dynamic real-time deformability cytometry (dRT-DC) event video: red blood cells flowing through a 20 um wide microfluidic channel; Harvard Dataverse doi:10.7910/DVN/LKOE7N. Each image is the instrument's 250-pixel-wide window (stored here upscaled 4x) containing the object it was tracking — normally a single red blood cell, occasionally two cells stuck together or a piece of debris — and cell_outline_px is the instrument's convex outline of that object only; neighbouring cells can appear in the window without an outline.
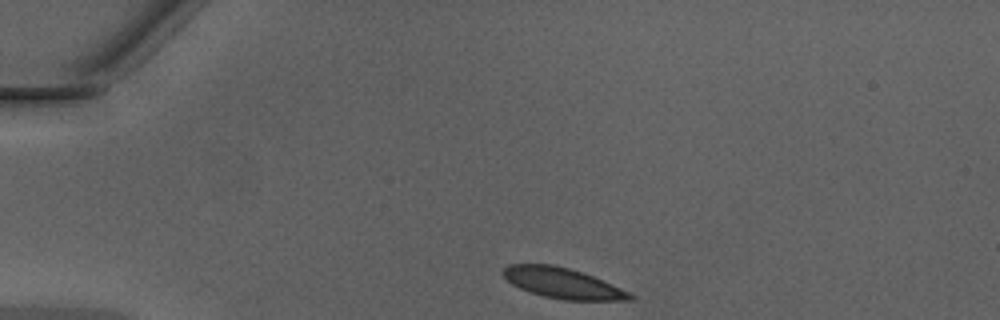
{"species": "Egyptian fruit bat (a non-hibernating species)", "species_latin": "Rousettus aegyptiacus", "temperature_condition": "warm", "stored_images_in_passage": 32, "camera_frame_rate_fps": 3000, "um_per_image_px": 0.085, "animal": {"sex": "male"}, "frame": {"image": 1, "passage_image": 1, "time_ms": 0.0, "image_size_px": [1000, 320], "cell_outline_px": [[636, 296], [632, 300], [564, 300], [544, 296], [528, 292], [512, 284], [504, 276], [504, 268], [508, 264], [552, 264], [584, 272], [620, 288]], "centroid_in_image_um": [47.82, 24.07], "position_along_channel_um": 37.2, "area_um2": 22.37}}
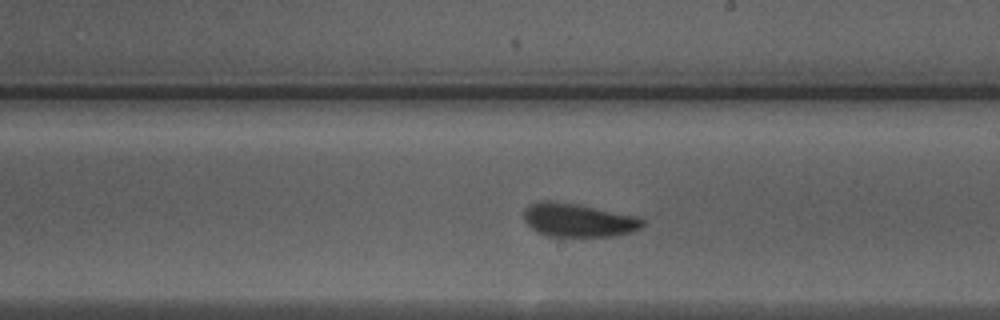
{"frame": {"image": 2, "passage_image": 19, "time_ms": 6.0, "image_size_px": [1000, 320], "cell_outline_px": [[644, 224], [640, 228], [632, 232], [612, 236], [548, 236], [532, 228], [524, 220], [524, 208], [540, 200], [548, 200], [576, 204], [640, 216], [644, 220]], "centroid_in_image_um": [49.18, 18.7], "position_along_channel_um": 239.8, "area_um2": 23.12}}
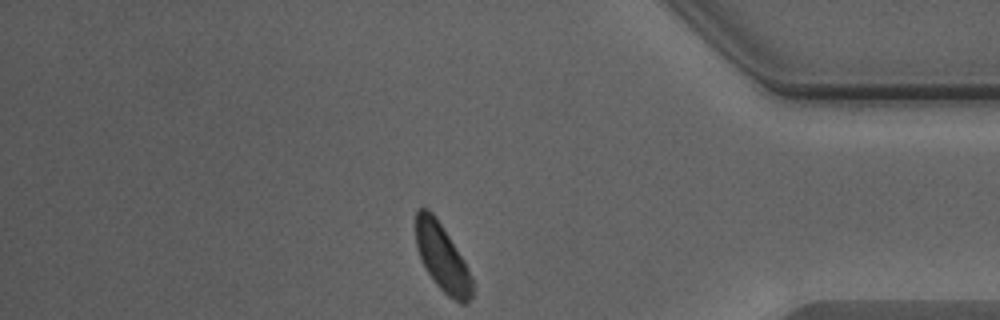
{"frame": {"image": 3, "passage_image": 32, "time_ms": 10.333, "image_size_px": [1000, 320], "cell_outline_px": [[472, 296], [464, 304], [460, 304], [448, 296], [436, 284], [428, 272], [420, 256], [416, 244], [416, 212], [420, 208], [428, 208], [436, 216], [464, 260], [472, 276]], "centroid_in_image_um": [37.6, 21.89], "position_along_channel_um": 397.6, "area_um2": 21.85}, "authors_computed_cell_mechanics": {"area_um2": 23.3801, "velocity_mm_per_s": 4.2396, "shape_relaxation_time_tau1_ms": 1.6895, "shape_relaxation_time_tau2_ms": 0.6498, "deformation_change_tau1": 0.0862, "deformation_change_tau2": 0.0437}}